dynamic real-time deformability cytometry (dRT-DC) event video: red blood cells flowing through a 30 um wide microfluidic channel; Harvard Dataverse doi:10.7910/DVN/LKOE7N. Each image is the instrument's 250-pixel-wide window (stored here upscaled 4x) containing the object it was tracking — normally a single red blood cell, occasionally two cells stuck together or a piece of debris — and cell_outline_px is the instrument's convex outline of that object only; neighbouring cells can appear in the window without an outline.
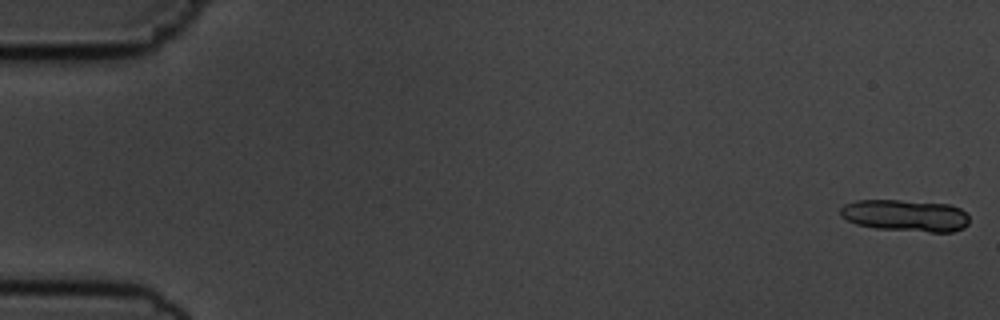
{"species": "common noctule bat (a hibernating species)", "species_latin": "Nyctalus noctula", "temperature_condition": "cold", "stored_images_in_passage": 16, "camera_frame_rate_fps": 3000, "um_per_image_px": 0.085, "animal": {"sex": "male", "body_mass_g": 19.5, "forearm_length_mm": 54.6}, "frame": {"image": 1, "passage_image": 1, "time_ms": 0.0, "image_size_px": [1000, 320], "cell_outline_px": [[968, 224], [964, 228], [952, 232], [928, 232], [876, 228], [856, 224], [840, 216], [840, 208], [844, 204], [856, 200], [900, 200], [948, 204], [960, 208], [968, 216]], "centroid_in_image_um": [76.96, 18.32], "position_along_channel_um": 8.0, "area_um2": 23.99}}
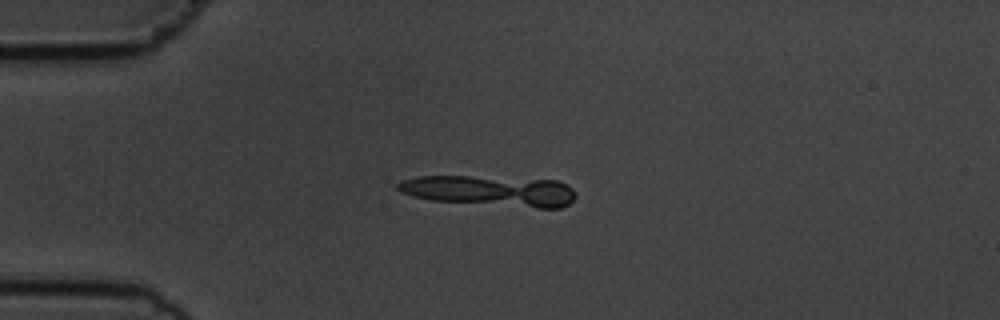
{"frame": {"image": 2, "passage_image": 14, "time_ms": 4.333, "image_size_px": [1000, 320], "cell_outline_px": [[576, 196], [568, 204], [560, 208], [536, 208], [432, 200], [412, 196], [400, 192], [396, 188], [396, 184], [400, 180], [420, 176], [468, 176], [556, 180], [568, 184], [576, 192]], "centroid_in_image_um": [41.66, 16.22], "position_along_channel_um": 43.3, "area_um2": 31.91}}